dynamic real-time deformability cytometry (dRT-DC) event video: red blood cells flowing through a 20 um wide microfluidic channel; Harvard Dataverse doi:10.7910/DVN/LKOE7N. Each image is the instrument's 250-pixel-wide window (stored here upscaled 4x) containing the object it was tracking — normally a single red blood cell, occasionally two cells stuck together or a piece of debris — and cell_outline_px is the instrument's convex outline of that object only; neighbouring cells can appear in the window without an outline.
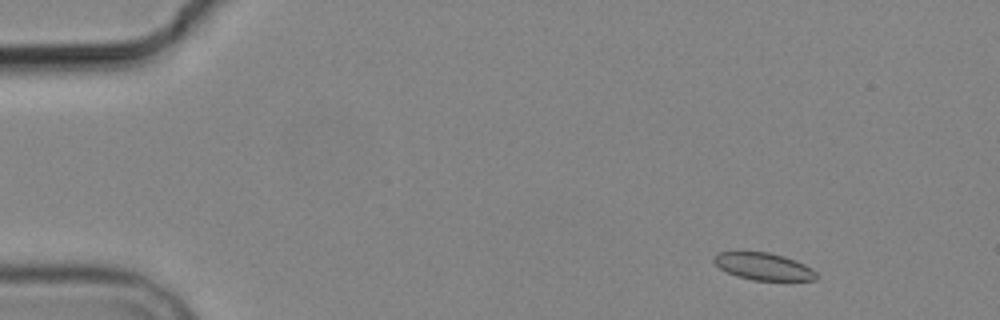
{"species": "common noctule bat (a hibernating species)", "species_latin": "Nyctalus noctula", "temperature_condition": "cold", "stored_images_in_passage": 4, "camera_frame_rate_fps": 3000, "um_per_image_px": 0.085, "animal": {"sex": "male", "body_mass_g": 19.2, "forearm_length_mm": 51.8}, "frame": {"image": 1, "passage_image": 1, "time_ms": 0.0, "image_size_px": [1000, 320], "cell_outline_px": [[820, 276], [816, 280], [752, 280], [728, 272], [720, 268], [712, 260], [712, 256], [720, 252], [768, 252], [784, 256], [796, 260], [812, 268]], "centroid_in_image_um": [64.94, 22.64], "position_along_channel_um": 20.1, "area_um2": 16.18}}